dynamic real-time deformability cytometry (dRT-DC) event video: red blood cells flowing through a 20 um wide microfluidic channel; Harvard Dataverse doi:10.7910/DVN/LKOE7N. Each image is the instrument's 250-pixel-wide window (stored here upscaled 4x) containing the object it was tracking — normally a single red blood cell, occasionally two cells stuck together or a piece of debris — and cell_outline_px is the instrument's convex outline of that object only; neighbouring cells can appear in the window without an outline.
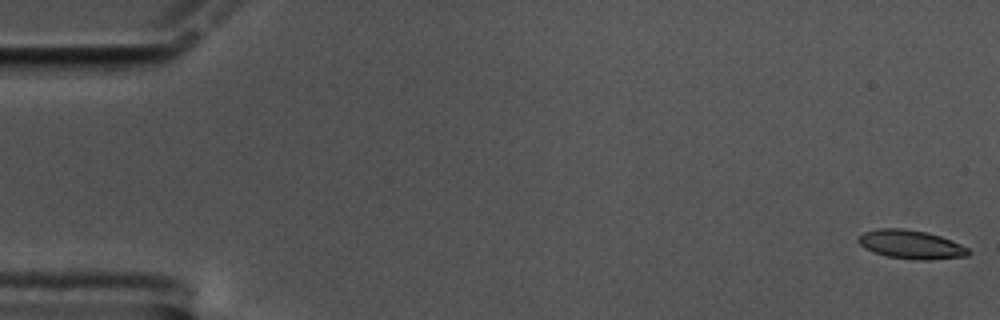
{"species": "common noctule bat (a hibernating species)", "species_latin": "Nyctalus noctula", "temperature_condition": "cold", "stored_images_in_passage": 60, "camera_frame_rate_fps": 3000, "um_per_image_px": 0.085, "animal": {"sex": "male", "body_mass_g": 17.5, "forearm_length_mm": 52.3}, "frame": {"image": 1, "passage_image": 1, "time_ms": 0.0, "image_size_px": [1000, 320], "cell_outline_px": [[972, 252], [968, 256], [928, 260], [916, 260], [888, 256], [864, 248], [856, 240], [864, 232], [880, 228], [904, 228], [924, 232], [940, 236], [960, 244], [968, 248]], "centroid_in_image_um": [77.45, 20.78], "position_along_channel_um": 7.5, "area_um2": 18.26}}
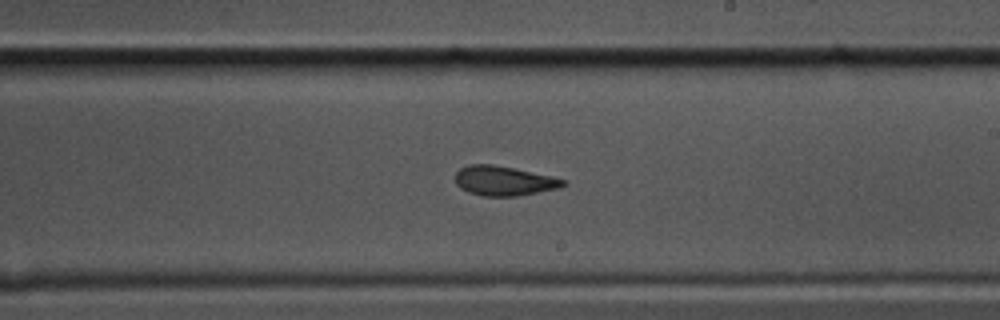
{"frame": {"image": 2, "passage_image": 35, "time_ms": 11.333, "image_size_px": [1000, 320], "cell_outline_px": [[568, 184], [560, 188], [516, 196], [484, 196], [468, 192], [460, 188], [456, 184], [456, 172], [460, 168], [468, 164], [492, 164], [552, 176], [568, 180]], "centroid_in_image_um": [42.85, 15.37], "position_along_channel_um": 246.1, "area_um2": 18.67}}
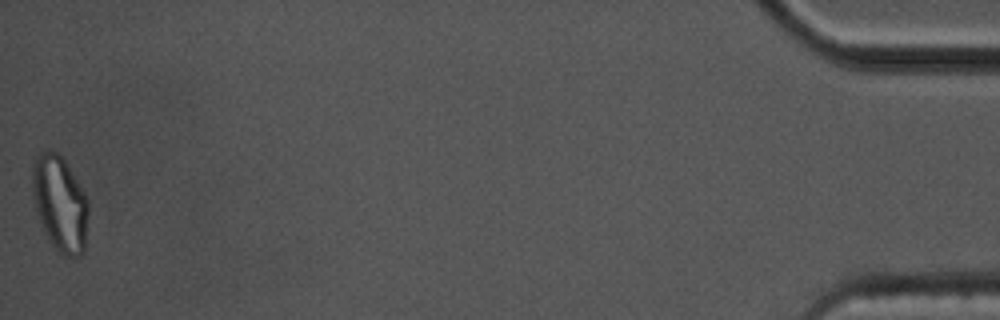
{"frame": {"image": 3, "passage_image": 60, "time_ms": 19.667, "image_size_px": [1000, 320], "cell_outline_px": [[88, 212], [84, 252], [80, 256], [64, 256], [48, 240], [40, 224], [36, 212], [32, 196], [32, 164], [36, 156], [40, 152], [48, 148], [56, 152], [64, 160], [84, 192], [88, 200]], "centroid_in_image_um": [5.07, 17.29], "position_along_channel_um": 430.1, "area_um2": 31.39}, "authors_computed_cell_mechanics": {"area_um2": 18.785, "velocity_mm_per_s": 3.3674, "shape_relaxation_time_tau1_ms": null, "shape_relaxation_time_tau2_ms": 3.2977, "deformation_change_tau1": null, "deformation_change_tau2": 0.1038}}